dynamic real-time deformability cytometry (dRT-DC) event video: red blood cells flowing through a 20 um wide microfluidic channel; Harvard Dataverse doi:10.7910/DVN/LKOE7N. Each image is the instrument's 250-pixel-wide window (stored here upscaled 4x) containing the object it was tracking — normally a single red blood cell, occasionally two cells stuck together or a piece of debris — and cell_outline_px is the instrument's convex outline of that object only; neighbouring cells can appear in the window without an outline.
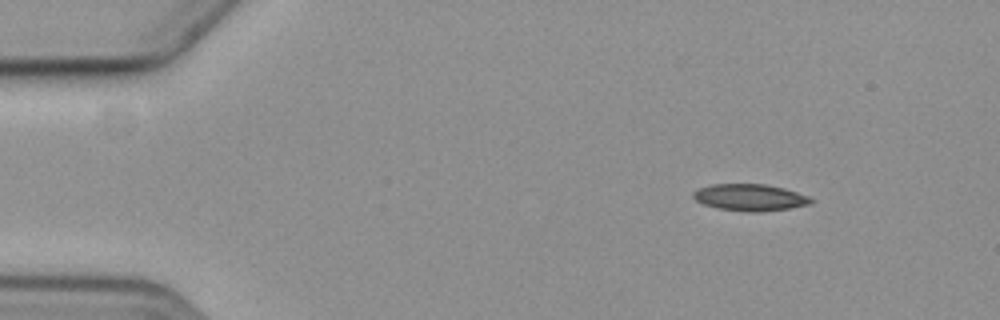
{"species": "common noctule bat (a hibernating species)", "species_latin": "Nyctalus noctula", "temperature_condition": "cold", "stored_images_in_passage": 7, "camera_frame_rate_fps": 3000, "um_per_image_px": 0.085, "animal": {"sex": "female", "body_mass_g": 19.3, "forearm_length_mm": 54.1}, "frame": {"image": 1, "passage_image": 1, "time_ms": 0.0, "image_size_px": [1000, 320], "cell_outline_px": [[812, 200], [808, 204], [788, 208], [760, 212], [748, 212], [716, 208], [704, 204], [696, 200], [692, 196], [692, 192], [700, 188], [712, 184], [764, 184], [784, 188], [808, 196]], "centroid_in_image_um": [63.7, 16.78], "position_along_channel_um": 21.3, "area_um2": 18.15}}
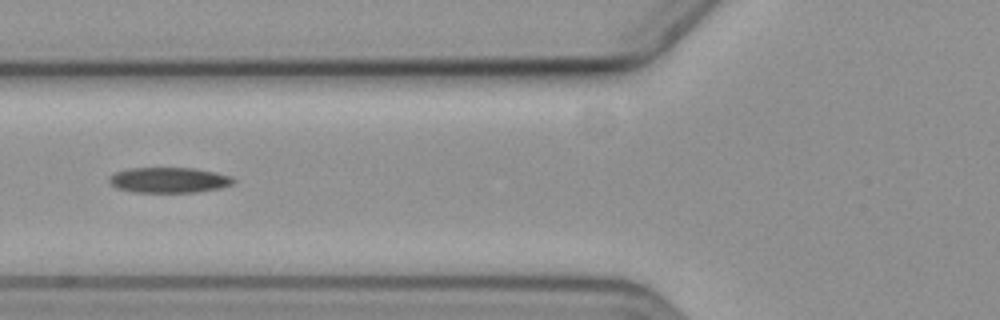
{"frame": {"image": 2, "passage_image": 5, "time_ms": 5.0, "image_size_px": [1000, 320], "cell_outline_px": [[236, 180], [232, 184], [220, 188], [196, 192], [136, 192], [116, 188], [108, 180], [108, 176], [116, 172], [128, 168], [196, 168], [216, 172], [232, 176]], "centroid_in_image_um": [14.37, 15.3], "position_along_channel_um": 111.4, "area_um2": 18.5}}
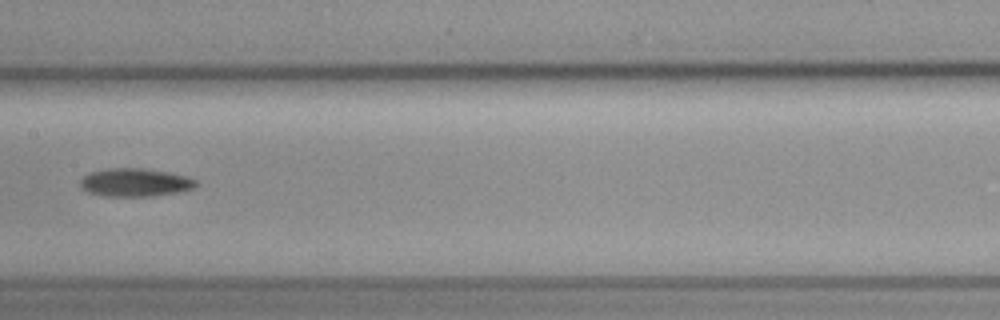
{"frame": {"image": 3, "passage_image": 7, "time_ms": 7.333, "image_size_px": [1000, 320], "cell_outline_px": [[196, 184], [192, 188], [176, 192], [152, 196], [104, 196], [88, 192], [80, 188], [80, 180], [88, 172], [108, 168], [140, 168], [168, 172], [184, 176], [196, 180]], "centroid_in_image_um": [11.4, 15.5], "position_along_channel_um": 196.0, "area_um2": 18.84}}